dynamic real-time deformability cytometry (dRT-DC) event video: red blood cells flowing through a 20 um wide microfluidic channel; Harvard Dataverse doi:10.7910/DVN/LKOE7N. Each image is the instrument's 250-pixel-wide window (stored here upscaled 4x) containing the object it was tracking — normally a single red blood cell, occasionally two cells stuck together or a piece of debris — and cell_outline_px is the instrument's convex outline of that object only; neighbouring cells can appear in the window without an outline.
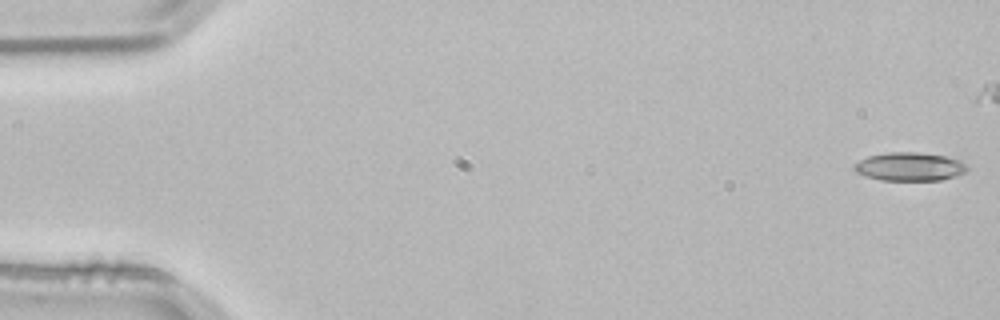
{"species": "common noctule bat (a hibernating species)", "species_latin": "Nyctalus noctula", "temperature_condition": "room temperature", "stored_images_in_passage": 42, "camera_frame_rate_fps": 3000, "um_per_image_px": 0.085, "animal": {"sex": "male", "body_mass_g": 21.5, "forearm_length_mm": 52.0}, "frame": {"image": 1, "passage_image": 1, "time_ms": 0.0, "image_size_px": [1000, 320], "cell_outline_px": [[968, 172], [956, 176], [940, 180], [880, 180], [864, 176], [856, 172], [852, 168], [852, 164], [868, 156], [888, 152], [920, 152], [944, 156], [960, 160], [968, 168]], "centroid_in_image_um": [77.29, 14.16], "position_along_channel_um": 7.7, "area_um2": 18.9}}
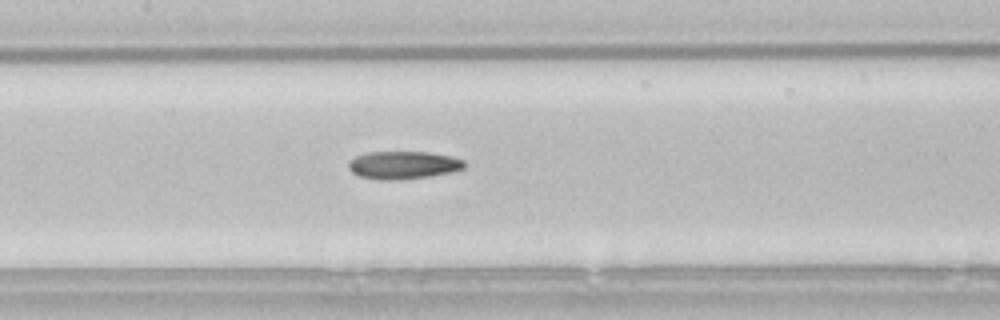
{"frame": {"image": 2, "passage_image": 25, "time_ms": 8.0, "image_size_px": [1000, 320], "cell_outline_px": [[464, 168], [452, 172], [432, 176], [400, 180], [380, 180], [360, 176], [352, 172], [348, 168], [348, 160], [356, 156], [368, 152], [428, 152], [452, 156], [464, 160]], "centroid_in_image_um": [34.27, 14.03], "position_along_channel_um": 173.1, "area_um2": 18.96}}
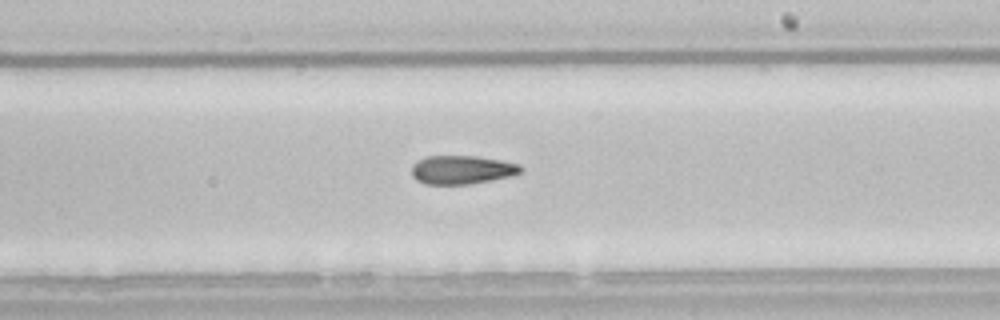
{"frame": {"image": 3, "passage_image": 31, "time_ms": 10.0, "image_size_px": [1000, 320], "cell_outline_px": [[524, 168], [520, 172], [512, 176], [492, 180], [468, 184], [424, 184], [416, 180], [412, 176], [412, 164], [416, 160], [424, 156], [476, 156], [500, 160], [520, 164]], "centroid_in_image_um": [39.24, 14.43], "position_along_channel_um": 249.8, "area_um2": 18.38}}